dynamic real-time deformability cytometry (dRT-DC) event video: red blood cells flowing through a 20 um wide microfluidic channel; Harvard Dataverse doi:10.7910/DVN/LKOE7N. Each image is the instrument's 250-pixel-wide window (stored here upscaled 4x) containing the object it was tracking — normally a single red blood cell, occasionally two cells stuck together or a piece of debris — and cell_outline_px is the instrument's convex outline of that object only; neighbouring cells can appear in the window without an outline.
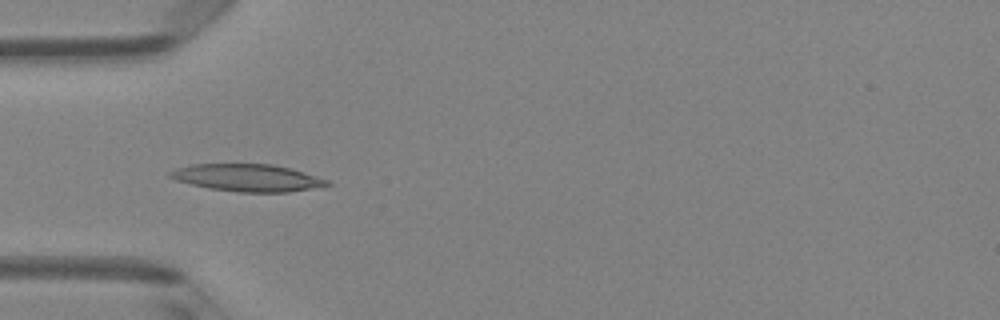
{"species": "Egyptian fruit bat (a non-hibernating species)", "species_latin": "Rousettus aegyptiacus", "temperature_condition": "room temperature", "stored_images_in_passage": 7, "camera_frame_rate_fps": 3000, "um_per_image_px": 0.085, "animal": {"sex": "female"}, "frame": {"image": 1, "passage_image": 3, "time_ms": 2.333, "image_size_px": [1000, 320], "cell_outline_px": [[332, 184], [324, 188], [288, 192], [240, 192], [208, 188], [176, 180], [168, 176], [168, 172], [176, 168], [192, 164], [272, 164], [304, 172], [328, 180]], "centroid_in_image_um": [21.09, 15.12], "position_along_channel_um": 63.9, "area_um2": 25.09}}
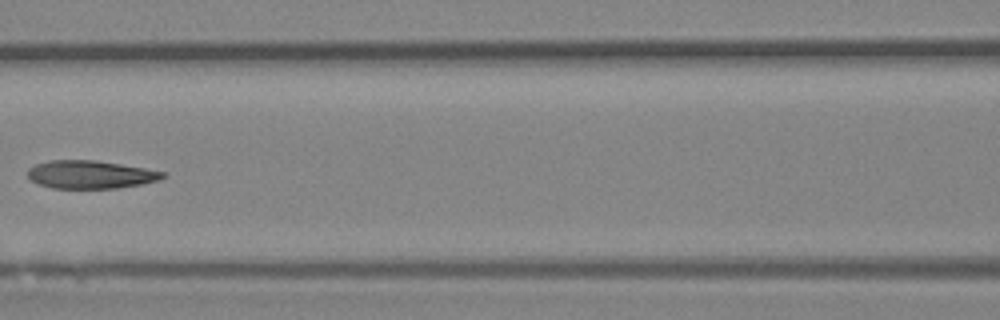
{"frame": {"image": 2, "passage_image": 5, "time_ms": 4.667, "image_size_px": [1000, 320], "cell_outline_px": [[168, 176], [160, 180], [140, 184], [116, 188], [52, 188], [36, 184], [28, 180], [28, 168], [36, 164], [52, 160], [96, 160], [144, 168], [164, 172]], "centroid_in_image_um": [7.66, 14.84], "position_along_channel_um": 158.9, "area_um2": 22.14}}
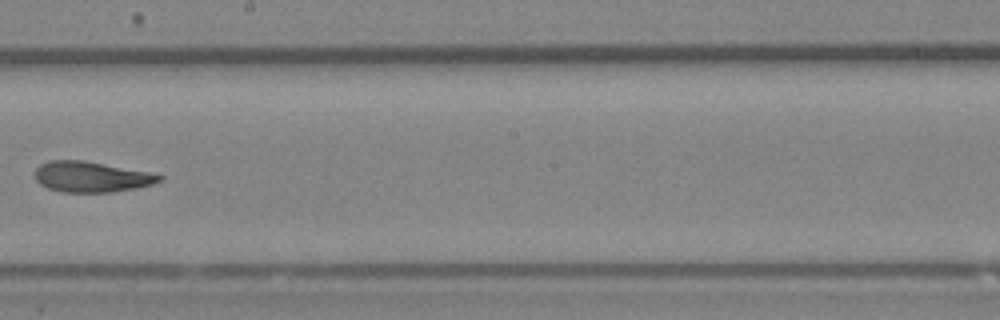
{"frame": {"image": 3, "passage_image": 7, "time_ms": 6.667, "image_size_px": [1000, 320], "cell_outline_px": [[164, 176], [160, 180], [152, 184], [136, 188], [112, 192], [64, 192], [48, 188], [40, 184], [36, 180], [36, 168], [40, 164], [48, 160], [84, 160], [148, 172]], "centroid_in_image_um": [7.74, 15.02], "position_along_channel_um": 240.5, "area_um2": 22.02}}